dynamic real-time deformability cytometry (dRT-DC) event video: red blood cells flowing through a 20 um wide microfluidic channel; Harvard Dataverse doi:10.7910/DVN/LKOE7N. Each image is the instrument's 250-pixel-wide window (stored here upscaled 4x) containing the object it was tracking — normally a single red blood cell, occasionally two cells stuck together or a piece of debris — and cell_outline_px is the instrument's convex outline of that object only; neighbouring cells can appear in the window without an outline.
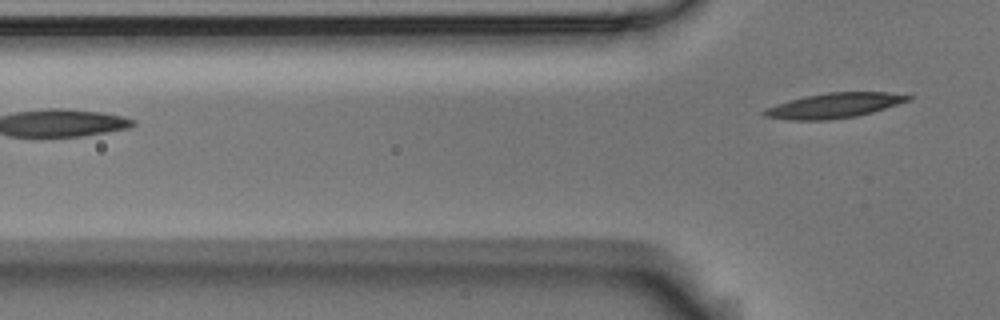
{"species": "Egyptian fruit bat (a non-hibernating species)", "species_latin": "Rousettus aegyptiacus", "temperature_condition": "room temperature", "stored_images_in_passage": 4, "camera_frame_rate_fps": 3000, "um_per_image_px": 0.085, "animal": {"sex": "male"}, "frame": {"image": 1, "passage_image": 4, "time_ms": 1.0, "image_size_px": [1000, 320], "cell_outline_px": [[912, 100], [872, 112], [856, 116], [828, 120], [788, 120], [764, 116], [760, 112], [776, 104], [788, 100], [804, 96], [828, 92], [888, 92], [912, 96]], "centroid_in_image_um": [70.9, 8.97], "position_along_channel_um": 54.9, "area_um2": 20.98}}